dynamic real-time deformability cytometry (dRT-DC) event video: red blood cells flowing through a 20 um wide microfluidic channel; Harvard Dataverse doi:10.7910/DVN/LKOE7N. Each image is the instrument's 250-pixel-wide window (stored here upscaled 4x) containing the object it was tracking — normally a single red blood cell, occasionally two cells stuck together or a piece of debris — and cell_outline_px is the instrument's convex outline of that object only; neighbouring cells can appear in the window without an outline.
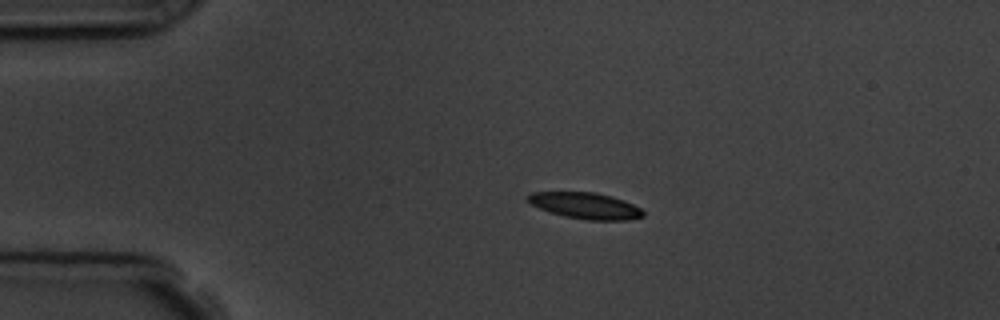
{"species": "common noctule bat (a hibernating species)", "species_latin": "Nyctalus noctula", "temperature_condition": "room temperature", "stored_images_in_passage": 4, "camera_frame_rate_fps": 3000, "um_per_image_px": 0.085, "animal": {"sex": "male", "body_mass_g": 19.5, "forearm_length_mm": 54.6}, "frame": {"image": 1, "passage_image": 3, "time_ms": 2.0, "image_size_px": [1000, 320], "cell_outline_px": [[644, 216], [628, 220], [588, 220], [564, 216], [540, 208], [532, 204], [524, 196], [532, 192], [596, 192], [612, 196], [624, 200], [640, 208], [644, 212]], "centroid_in_image_um": [49.78, 17.47], "position_along_channel_um": 35.2, "area_um2": 17.57}}